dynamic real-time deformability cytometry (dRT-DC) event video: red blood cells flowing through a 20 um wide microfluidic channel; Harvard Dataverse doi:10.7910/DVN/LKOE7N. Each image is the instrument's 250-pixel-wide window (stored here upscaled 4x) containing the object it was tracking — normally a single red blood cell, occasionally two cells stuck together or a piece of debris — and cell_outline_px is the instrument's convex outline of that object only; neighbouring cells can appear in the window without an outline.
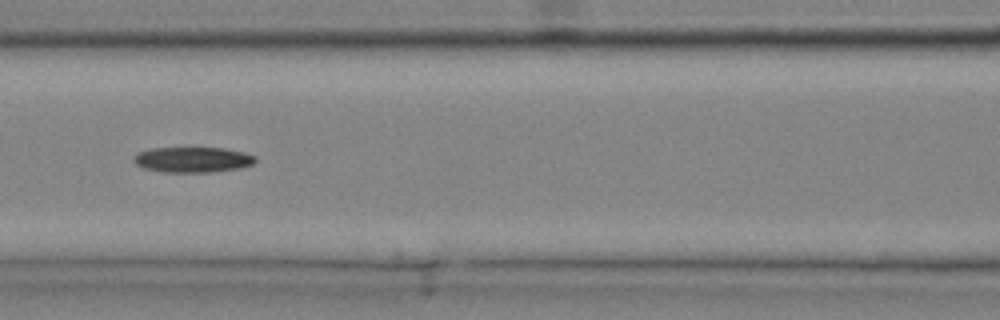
{"species": "common noctule bat (a hibernating species)", "species_latin": "Nyctalus noctula", "temperature_condition": "cold", "stored_images_in_passage": 32, "camera_frame_rate_fps": 3000, "um_per_image_px": 0.085, "animal": {"sex": "male", "body_mass_g": 20.4}, "frame": {"image": 1, "passage_image": 10, "time_ms": 3.0, "image_size_px": [1000, 320], "cell_outline_px": [[256, 160], [252, 164], [240, 168], [208, 172], [164, 172], [144, 168], [136, 164], [132, 160], [132, 156], [136, 152], [152, 148], [224, 148], [244, 152], [256, 156]], "centroid_in_image_um": [16.34, 13.56], "position_along_channel_um": 150.3, "area_um2": 18.09}}